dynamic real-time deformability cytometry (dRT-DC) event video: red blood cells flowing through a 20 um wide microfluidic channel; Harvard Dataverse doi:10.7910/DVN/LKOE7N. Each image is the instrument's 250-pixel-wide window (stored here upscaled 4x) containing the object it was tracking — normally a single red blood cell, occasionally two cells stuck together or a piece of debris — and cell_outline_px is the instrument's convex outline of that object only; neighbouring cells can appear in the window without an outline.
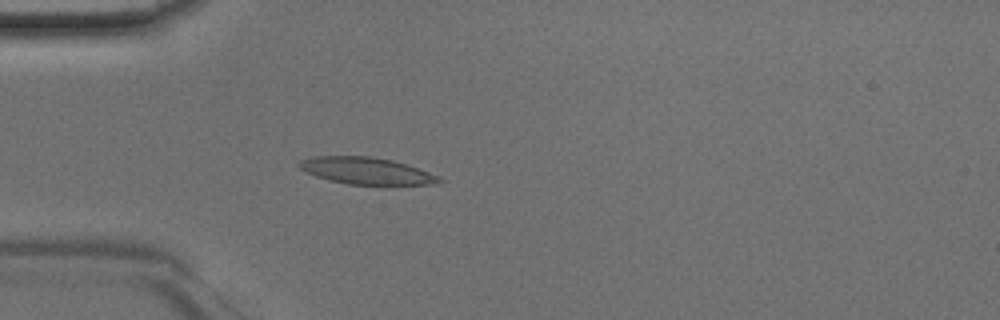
{"species": "Egyptian fruit bat (a non-hibernating species)", "species_latin": "Rousettus aegyptiacus", "temperature_condition": "room temperature", "stored_images_in_passage": 47, "camera_frame_rate_fps": 3000, "um_per_image_px": 0.085, "animal": {"sex": "male"}, "frame": {"image": 1, "passage_image": 14, "time_ms": 4.333, "image_size_px": [1000, 320], "cell_outline_px": [[444, 180], [428, 184], [348, 184], [328, 180], [304, 172], [296, 164], [300, 160], [312, 156], [368, 156], [392, 160], [440, 176]], "centroid_in_image_um": [31.04, 14.51], "position_along_channel_um": 54.0, "area_um2": 21.62}}
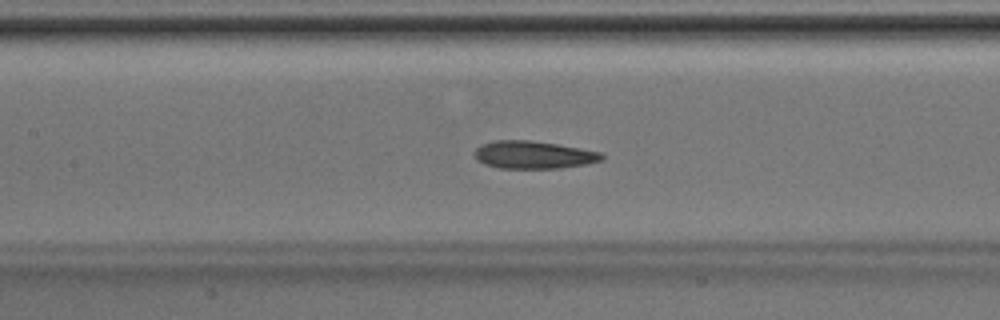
{"frame": {"image": 2, "passage_image": 22, "time_ms": 7.0, "image_size_px": [1000, 320], "cell_outline_px": [[604, 160], [588, 164], [560, 168], [500, 168], [484, 164], [476, 160], [472, 152], [480, 144], [492, 140], [528, 140], [556, 144], [580, 148], [600, 152], [604, 156]], "centroid_in_image_um": [45.31, 13.16], "position_along_channel_um": 162.1, "area_um2": 20.75}}
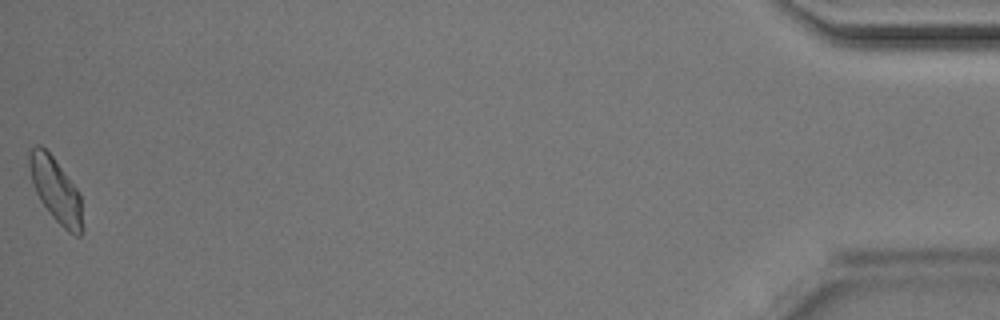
{"frame": {"image": 3, "passage_image": 47, "time_ms": 15.333, "image_size_px": [1000, 320], "cell_outline_px": [[84, 228], [80, 236], [76, 236], [68, 232], [52, 216], [40, 200], [36, 192], [32, 180], [28, 164], [28, 148], [36, 144], [40, 144], [52, 156], [80, 192]], "centroid_in_image_um": [4.75, 16.15], "position_along_channel_um": 430.4, "area_um2": 20.11}}